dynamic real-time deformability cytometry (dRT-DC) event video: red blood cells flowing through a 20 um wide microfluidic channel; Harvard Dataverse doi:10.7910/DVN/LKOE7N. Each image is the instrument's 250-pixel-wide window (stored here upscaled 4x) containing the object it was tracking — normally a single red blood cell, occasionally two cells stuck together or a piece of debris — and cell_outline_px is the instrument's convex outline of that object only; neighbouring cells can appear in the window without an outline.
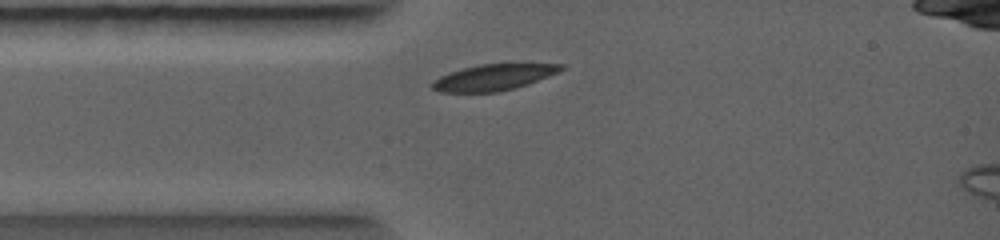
{"species": "common noctule bat (a hibernating species)", "species_latin": "Nyctalus noctula", "temperature_condition": "warm", "stored_images_in_passage": 31, "camera_frame_rate_fps": 5000, "um_per_image_px": 0.085, "animal": {"sex": "female", "body_mass_g": 19.0, "forearm_length_mm": 56.7}, "frame": {"image": 1, "passage_image": 4, "time_ms": 0.6, "image_size_px": [1000, 240], "cell_outline_px": [[564, 68], [548, 76], [528, 84], [516, 88], [500, 92], [440, 92], [432, 88], [432, 80], [448, 72], [480, 64], [524, 60], [564, 64]], "centroid_in_image_um": [42.05, 6.51], "position_along_channel_um": 42.9, "area_um2": 20.69}}
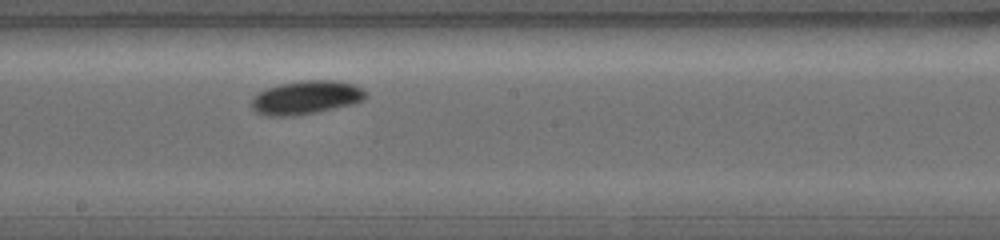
{"frame": {"image": 2, "passage_image": 17, "time_ms": 3.6, "image_size_px": [1000, 240], "cell_outline_px": [[368, 96], [364, 100], [356, 104], [312, 112], [276, 116], [268, 116], [256, 112], [248, 104], [252, 96], [256, 92], [264, 88], [280, 84], [304, 80], [336, 80], [356, 84], [364, 88], [368, 92]], "centroid_in_image_um": [26.03, 8.26], "position_along_channel_um": 222.2, "area_um2": 22.66}}
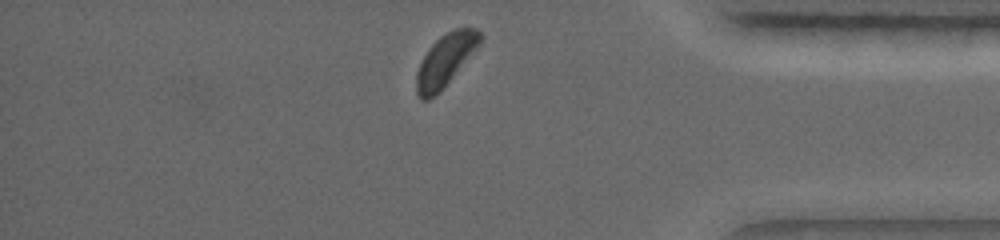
{"frame": {"image": 3, "passage_image": 31, "time_ms": 6.8, "image_size_px": [1000, 240], "cell_outline_px": [[484, 36], [480, 44], [452, 76], [428, 100], [420, 100], [416, 92], [416, 72], [428, 48], [440, 36], [456, 28], [476, 28]], "centroid_in_image_um": [37.85, 5.07], "position_along_channel_um": 397.4, "area_um2": 18.67}}